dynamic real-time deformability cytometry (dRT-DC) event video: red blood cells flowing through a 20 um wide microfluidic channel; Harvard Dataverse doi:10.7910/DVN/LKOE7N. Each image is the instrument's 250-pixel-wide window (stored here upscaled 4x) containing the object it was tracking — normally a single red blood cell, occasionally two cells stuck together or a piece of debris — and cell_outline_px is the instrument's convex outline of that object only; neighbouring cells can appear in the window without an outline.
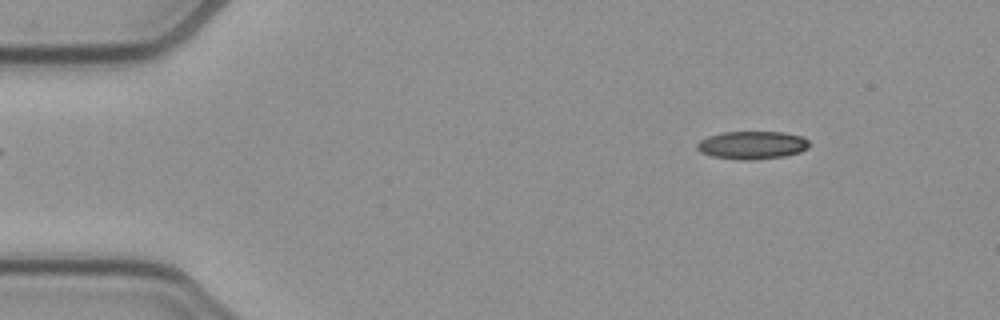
{"species": "common noctule bat (a hibernating species)", "species_latin": "Nyctalus noctula", "temperature_condition": "cold", "stored_images_in_passage": 46, "camera_frame_rate_fps": 3000, "um_per_image_px": 0.085, "animal": {"sex": "female", "body_mass_g": 21.9}, "frame": {"image": 1, "passage_image": 1, "time_ms": 0.0, "image_size_px": [1000, 320], "cell_outline_px": [[808, 148], [800, 152], [784, 156], [752, 160], [740, 160], [712, 156], [700, 152], [696, 148], [696, 144], [700, 140], [708, 136], [724, 132], [784, 132], [804, 136], [808, 140]], "centroid_in_image_um": [63.93, 12.33], "position_along_channel_um": 21.1, "area_um2": 18.38}}
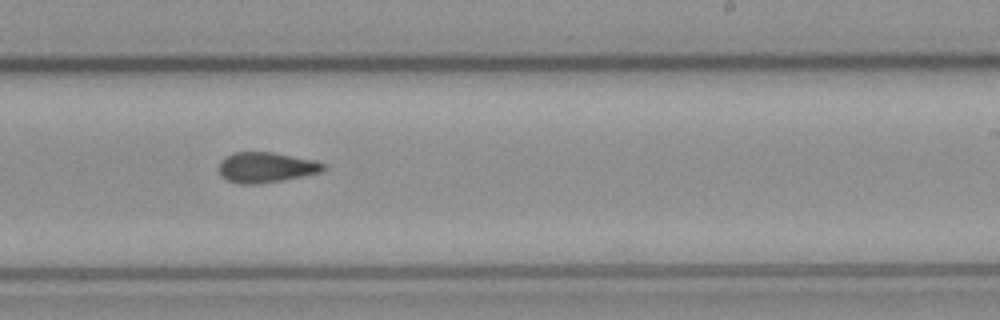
{"frame": {"image": 2, "passage_image": 26, "time_ms": 8.333, "image_size_px": [1000, 320], "cell_outline_px": [[328, 168], [324, 172], [304, 176], [260, 184], [240, 184], [228, 180], [220, 176], [220, 160], [236, 152], [272, 152], [312, 160], [328, 164]], "centroid_in_image_um": [22.67, 14.24], "position_along_channel_um": 266.3, "area_um2": 18.55}}
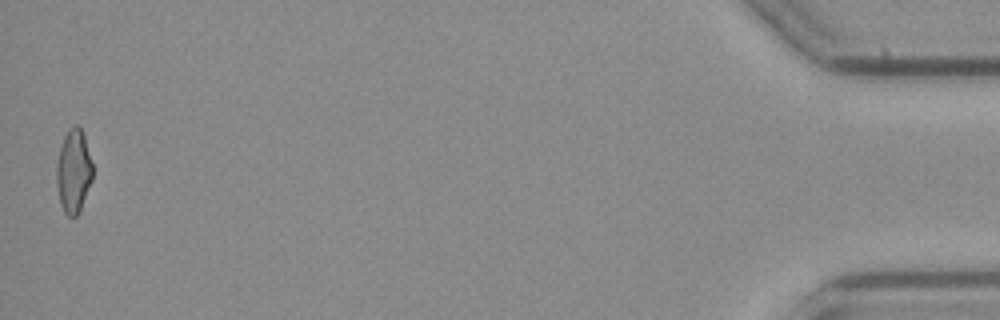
{"frame": {"image": 3, "passage_image": 46, "time_ms": 15.0, "image_size_px": [1000, 320], "cell_outline_px": [[92, 180], [80, 212], [76, 216], [68, 216], [64, 212], [60, 204], [56, 184], [56, 164], [60, 148], [64, 136], [68, 128], [76, 124], [80, 128], [84, 136], [92, 164]], "centroid_in_image_um": [6.24, 14.58], "position_along_channel_um": 429.0, "area_um2": 17.63}, "authors_computed_cell_mechanics": {"area_um2": 18.4093, "velocity_mm_per_s": 3.9294, "shape_relaxation_time_tau1_ms": null, "shape_relaxation_time_tau2_ms": 2.1114, "deformation_change_tau1": null, "deformation_change_tau2": 0.0918}}